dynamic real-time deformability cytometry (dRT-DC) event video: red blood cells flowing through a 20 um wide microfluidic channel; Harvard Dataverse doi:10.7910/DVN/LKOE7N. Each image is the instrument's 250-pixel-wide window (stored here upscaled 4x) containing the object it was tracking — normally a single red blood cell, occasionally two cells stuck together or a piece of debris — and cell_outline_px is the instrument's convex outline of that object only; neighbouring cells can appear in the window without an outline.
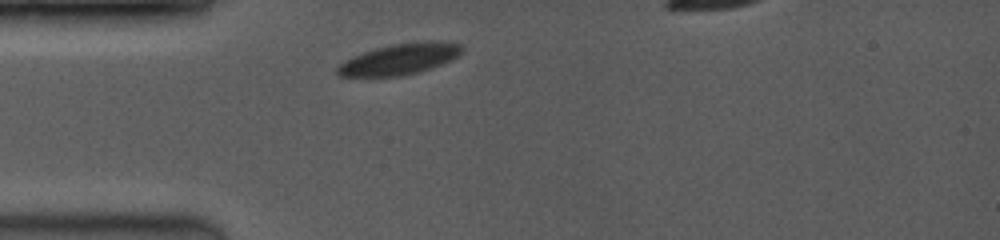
{"species": "common noctule bat (a hibernating species)", "species_latin": "Nyctalus noctula", "temperature_condition": "room temperature", "stored_images_in_passage": 33, "camera_frame_rate_fps": 3500, "um_per_image_px": 0.085, "animal": {"sex": "female", "body_mass_g": 19.0, "forearm_length_mm": 53.3}, "frame": {"image": 1, "passage_image": 1, "time_ms": 0.0, "image_size_px": [1000, 240], "cell_outline_px": [[464, 48], [456, 56], [432, 68], [400, 76], [340, 76], [336, 72], [336, 68], [344, 60], [352, 56], [376, 48], [392, 44], [428, 40], [436, 40], [460, 44]], "centroid_in_image_um": [33.95, 5.01], "position_along_channel_um": 51.1, "area_um2": 22.25}}
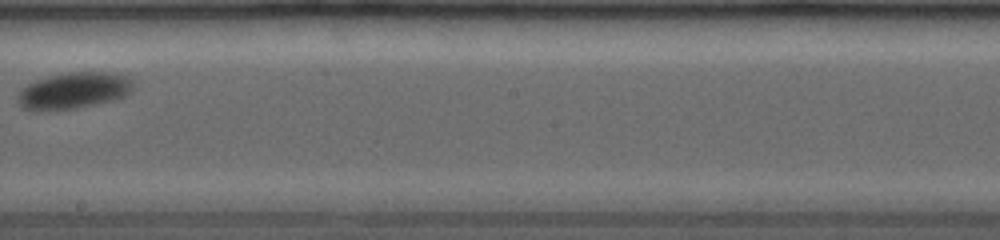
{"frame": {"image": 2, "passage_image": 17, "time_ms": 5.143, "image_size_px": [1000, 240], "cell_outline_px": [[132, 88], [124, 96], [112, 100], [76, 108], [24, 108], [20, 104], [16, 96], [28, 84], [36, 80], [48, 76], [68, 72], [116, 72], [132, 80]], "centroid_in_image_um": [6.31, 7.65], "position_along_channel_um": 241.9, "area_um2": 23.64}}
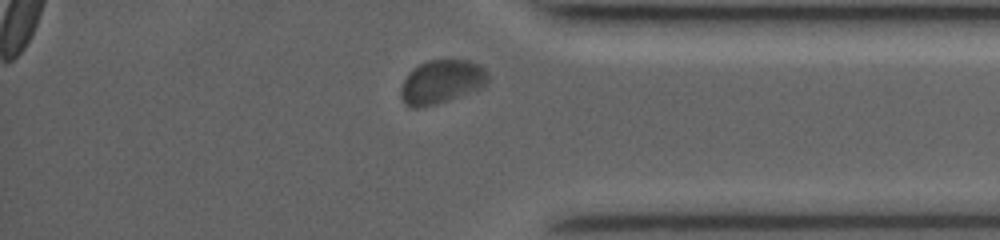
{"frame": {"image": 3, "passage_image": 30, "time_ms": 9.143, "image_size_px": [1000, 240], "cell_outline_px": [[488, 84], [484, 88], [436, 104], [420, 108], [408, 108], [404, 104], [400, 96], [400, 88], [404, 80], [412, 68], [428, 60], [468, 60], [480, 64], [488, 72]], "centroid_in_image_um": [37.54, 6.97], "position_along_channel_um": 397.7, "area_um2": 22.6}, "authors_computed_cell_mechanics": {"area_um2": 23.2934, "velocity_mm_per_s": 3.9047, "shape_relaxation_time_tau1_ms": 1.4951, "shape_relaxation_time_tau2_ms": null, "deformation_change_tau1": 0.0587, "deformation_change_tau2": null}}